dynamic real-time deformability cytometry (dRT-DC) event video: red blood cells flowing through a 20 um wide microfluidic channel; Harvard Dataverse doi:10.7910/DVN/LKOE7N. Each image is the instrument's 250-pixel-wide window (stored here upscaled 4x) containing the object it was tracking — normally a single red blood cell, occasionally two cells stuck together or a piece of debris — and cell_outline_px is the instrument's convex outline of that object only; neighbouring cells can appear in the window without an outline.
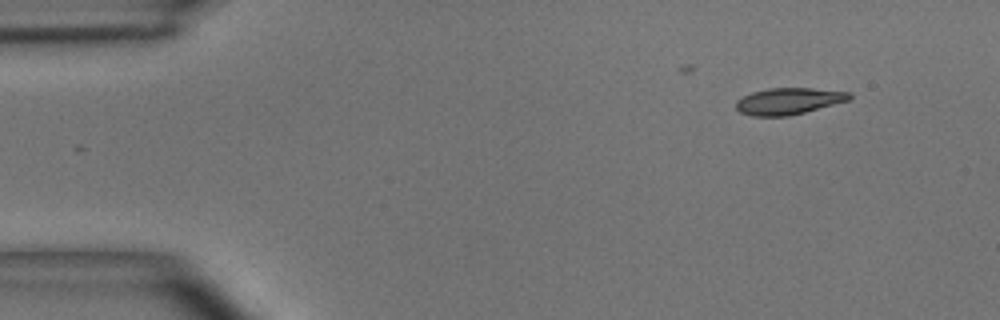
{"species": "common noctule bat (a hibernating species)", "species_latin": "Nyctalus noctula", "temperature_condition": "room temperature", "stored_images_in_passage": 11, "camera_frame_rate_fps": 3000, "um_per_image_px": 0.085, "animal": {"sex": "male", "body_mass_g": 15.6}, "frame": {"image": 1, "passage_image": 1, "time_ms": 0.0, "image_size_px": [1000, 320], "cell_outline_px": [[852, 96], [848, 100], [804, 112], [788, 116], [752, 116], [740, 112], [736, 108], [736, 100], [752, 92], [772, 88], [812, 88], [852, 92]], "centroid_in_image_um": [67.02, 8.59], "position_along_channel_um": 18.0, "area_um2": 17.4}}
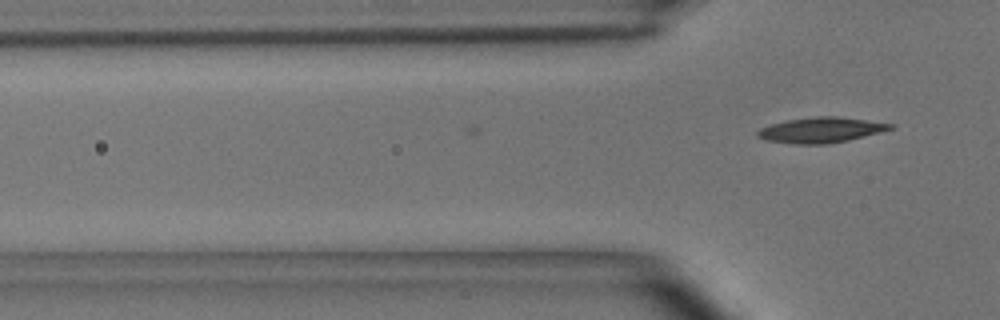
{"frame": {"image": 2, "passage_image": 11, "time_ms": 3.333, "image_size_px": [1000, 320], "cell_outline_px": [[896, 128], [848, 140], [824, 144], [792, 144], [768, 140], [756, 136], [756, 132], [760, 128], [772, 124], [788, 120], [812, 116], [836, 116], [896, 124]], "centroid_in_image_um": [69.8, 11.04], "position_along_channel_um": 56.0, "area_um2": 19.59}}